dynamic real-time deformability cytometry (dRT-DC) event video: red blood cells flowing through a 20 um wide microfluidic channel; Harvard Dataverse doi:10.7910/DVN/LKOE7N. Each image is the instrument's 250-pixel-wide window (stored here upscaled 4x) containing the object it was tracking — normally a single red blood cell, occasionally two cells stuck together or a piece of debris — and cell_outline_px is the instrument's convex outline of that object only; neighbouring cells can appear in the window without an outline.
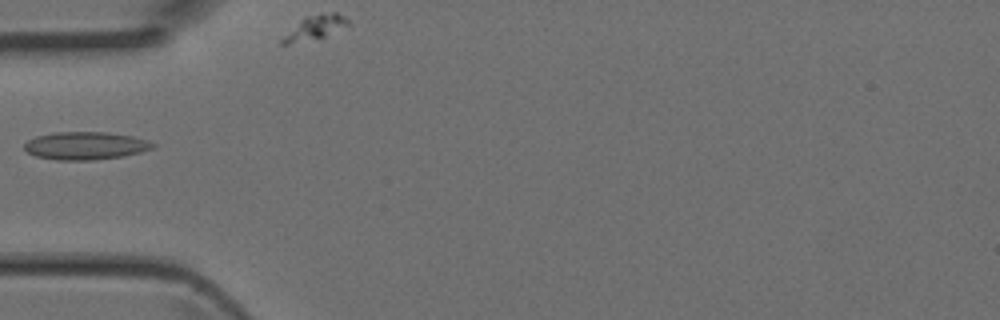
{"species": "Egyptian fruit bat (a non-hibernating species)", "species_latin": "Rousettus aegyptiacus", "temperature_condition": "room temperature", "stored_images_in_passage": 5, "camera_frame_rate_fps": 3000, "um_per_image_px": 0.085, "animal": {"sex": "female"}, "frame": {"image": 1, "passage_image": 4, "time_ms": 1.0, "image_size_px": [1000, 320], "cell_outline_px": [[156, 144], [152, 148], [140, 152], [124, 156], [92, 160], [56, 160], [36, 156], [28, 152], [24, 148], [24, 144], [28, 140], [36, 136], [56, 132], [108, 132], [132, 136]], "centroid_in_image_um": [7.24, 12.38], "position_along_channel_um": 77.8, "area_um2": 20.69}}